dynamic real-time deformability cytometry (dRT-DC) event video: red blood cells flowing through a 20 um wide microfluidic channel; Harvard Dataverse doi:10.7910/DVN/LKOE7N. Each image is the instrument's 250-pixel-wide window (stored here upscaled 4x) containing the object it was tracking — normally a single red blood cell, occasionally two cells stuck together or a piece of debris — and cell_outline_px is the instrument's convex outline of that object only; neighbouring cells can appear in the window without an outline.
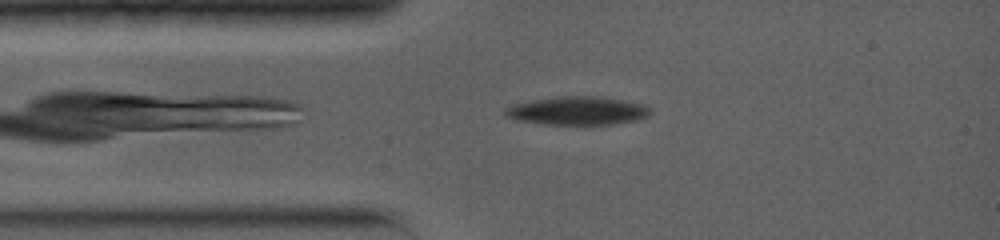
{"species": "common noctule bat (a hibernating species)", "species_latin": "Nyctalus noctula", "temperature_condition": "warm", "stored_images_in_passage": 50, "camera_frame_rate_fps": 5000, "um_per_image_px": 0.085, "animal": {"sex": "female", "body_mass_g": 19.0, "forearm_length_mm": 56.7}, "frame": {"image": 1, "passage_image": 7, "time_ms": 1.2, "image_size_px": [1000, 240], "cell_outline_px": [[652, 112], [648, 116], [636, 120], [612, 124], [544, 124], [516, 120], [504, 116], [504, 108], [512, 104], [532, 100], [556, 96], [600, 96], [624, 100], [644, 104]], "centroid_in_image_um": [49.05, 9.4], "position_along_channel_um": 36.0, "area_um2": 24.16}}
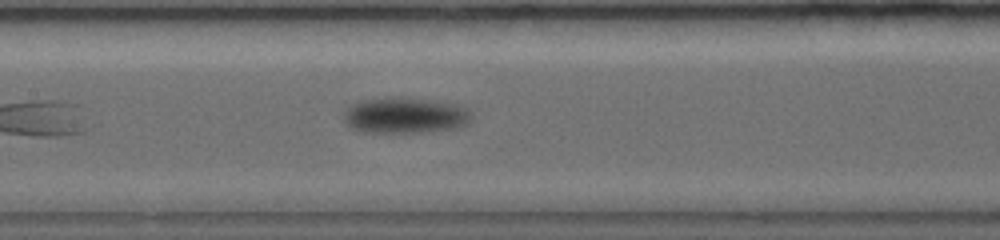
{"frame": {"image": 2, "passage_image": 30, "time_ms": 5.2, "image_size_px": [1000, 240], "cell_outline_px": [[472, 120], [468, 124], [460, 128], [420, 132], [364, 132], [352, 128], [344, 120], [344, 112], [352, 104], [364, 100], [388, 96], [400, 96], [432, 100], [456, 104], [468, 108], [472, 112]], "centroid_in_image_um": [34.49, 9.79], "position_along_channel_um": 172.9, "area_um2": 27.11}}
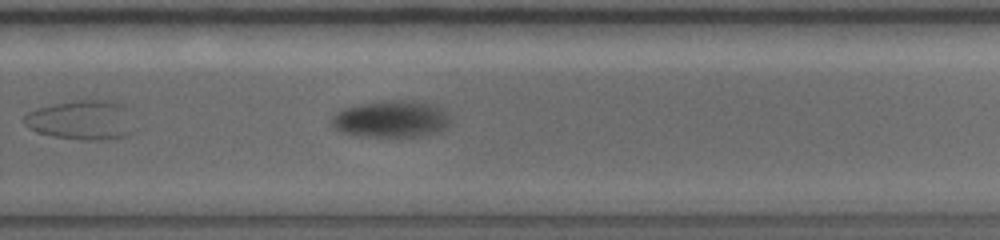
{"frame": {"image": 3, "passage_image": 43, "time_ms": 8.6, "image_size_px": [1000, 240], "cell_outline_px": [[452, 124], [448, 128], [440, 132], [420, 136], [364, 136], [344, 132], [336, 128], [332, 124], [332, 116], [336, 112], [344, 108], [360, 104], [384, 100], [404, 100], [436, 104], [448, 112]], "centroid_in_image_um": [33.35, 10.1], "position_along_channel_um": 296.4, "area_um2": 25.66}}